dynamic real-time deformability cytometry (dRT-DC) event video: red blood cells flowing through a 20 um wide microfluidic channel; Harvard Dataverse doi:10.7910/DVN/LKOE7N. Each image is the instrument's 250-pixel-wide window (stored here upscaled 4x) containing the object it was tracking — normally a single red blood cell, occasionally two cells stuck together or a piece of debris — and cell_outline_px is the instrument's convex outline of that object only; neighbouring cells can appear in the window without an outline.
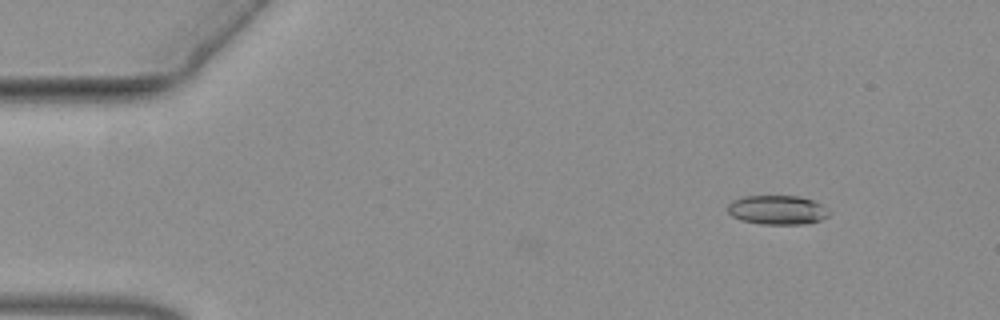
{"species": "common noctule bat (a hibernating species)", "species_latin": "Nyctalus noctula", "temperature_condition": "warm", "stored_images_in_passage": 4, "camera_frame_rate_fps": 3000, "um_per_image_px": 0.085, "animal": {"sex": "female", "body_mass_g": 19.3, "forearm_length_mm": 54.1}, "frame": {"image": 1, "passage_image": 2, "time_ms": 0.333, "image_size_px": [1000, 320], "cell_outline_px": [[832, 212], [828, 216], [820, 220], [808, 224], [760, 224], [740, 220], [732, 216], [728, 212], [728, 204], [732, 200], [744, 196], [800, 196], [812, 200], [820, 204]], "centroid_in_image_um": [66.07, 17.85], "position_along_channel_um": 18.9, "area_um2": 17.4}}